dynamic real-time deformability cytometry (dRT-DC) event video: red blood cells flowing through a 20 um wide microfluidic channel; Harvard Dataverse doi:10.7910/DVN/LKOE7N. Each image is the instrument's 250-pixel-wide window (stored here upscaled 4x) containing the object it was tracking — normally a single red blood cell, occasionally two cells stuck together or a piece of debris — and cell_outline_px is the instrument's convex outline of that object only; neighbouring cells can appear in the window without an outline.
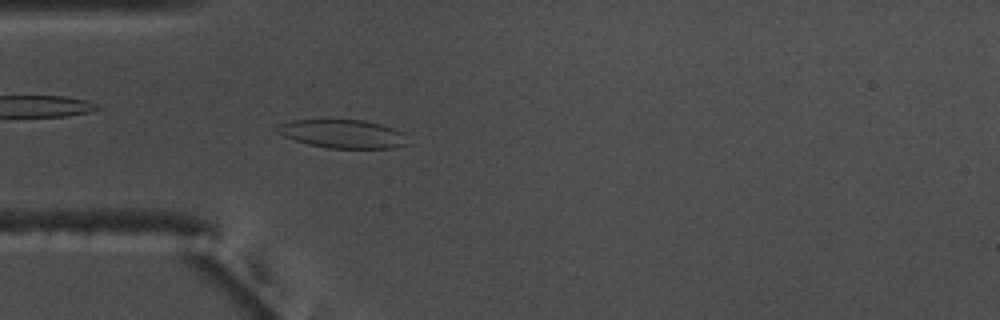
{"species": "common noctule bat (a hibernating species)", "species_latin": "Nyctalus noctula", "temperature_condition": "warm", "stored_images_in_passage": 49, "camera_frame_rate_fps": 3000, "um_per_image_px": 0.085, "animal": {"sex": "male", "body_mass_g": 17.5, "forearm_length_mm": 52.3}, "frame": {"image": 1, "passage_image": 15, "time_ms": 4.667, "image_size_px": [1000, 320], "cell_outline_px": [[408, 144], [396, 148], [328, 148], [308, 144], [284, 136], [276, 132], [276, 128], [280, 124], [292, 120], [364, 120], [380, 124], [392, 128], [400, 132]], "centroid_in_image_um": [29.1, 11.38], "position_along_channel_um": 55.9, "area_um2": 21.33}}
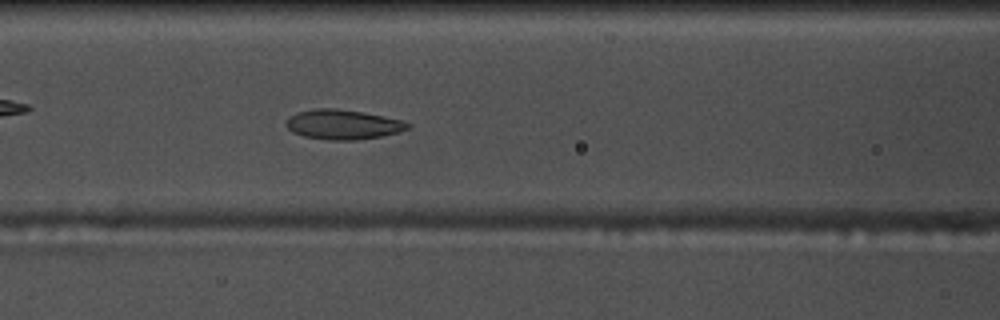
{"frame": {"image": 2, "passage_image": 22, "time_ms": 7.0, "image_size_px": [1000, 320], "cell_outline_px": [[412, 124], [408, 128], [400, 132], [380, 136], [356, 140], [328, 140], [304, 136], [292, 132], [288, 128], [288, 120], [296, 112], [316, 108], [336, 108], [384, 116], [400, 120]], "centroid_in_image_um": [29.17, 10.58], "position_along_channel_um": 137.4, "area_um2": 20.81}, "authors_computed_cell_mechanics": {"area_um2": 21.7906, "velocity_mm_per_s": 3.6837, "shape_relaxation_time_tau1_ms": 5.7798, "shape_relaxation_time_tau2_ms": 2.2517, "deformation_change_tau1": 0.1218, "deformation_change_tau2": 0.0846}}